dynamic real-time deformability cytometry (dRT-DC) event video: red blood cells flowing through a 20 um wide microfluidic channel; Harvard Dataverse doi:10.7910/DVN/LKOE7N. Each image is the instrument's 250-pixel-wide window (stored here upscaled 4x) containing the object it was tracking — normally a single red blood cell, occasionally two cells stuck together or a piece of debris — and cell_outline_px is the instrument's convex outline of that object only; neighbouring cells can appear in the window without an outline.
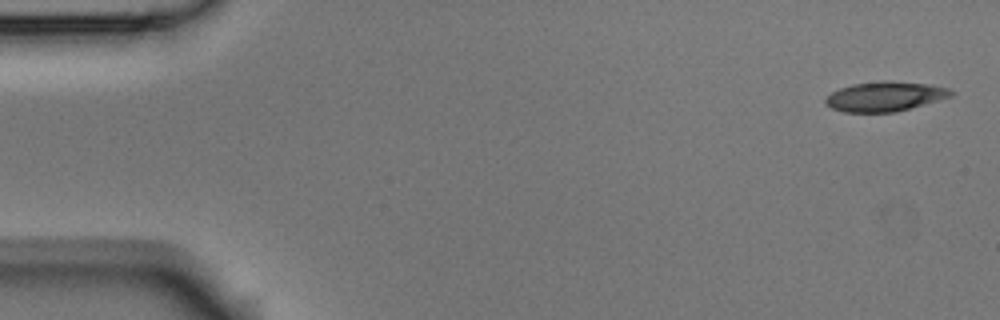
{"species": "Egyptian fruit bat (a non-hibernating species)", "species_latin": "Rousettus aegyptiacus", "temperature_condition": "room temperature", "stored_images_in_passage": 4, "camera_frame_rate_fps": 3000, "um_per_image_px": 0.085, "animal": {"sex": "male"}, "frame": {"image": 1, "passage_image": 1, "time_ms": 0.0, "image_size_px": [1000, 320], "cell_outline_px": [[956, 92], [952, 96], [896, 112], [844, 112], [832, 108], [824, 100], [832, 92], [840, 88], [852, 84], [880, 80], [888, 80], [924, 84], [948, 88]], "centroid_in_image_um": [75.22, 8.19], "position_along_channel_um": 9.8, "area_um2": 21.56}}
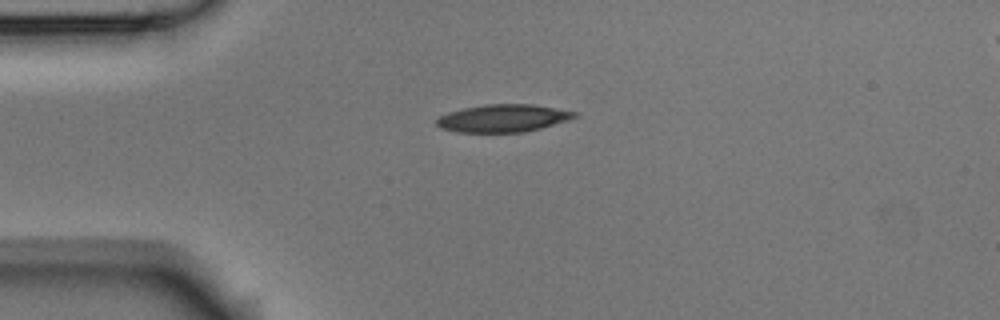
{"frame": {"image": 2, "passage_image": 4, "time_ms": 1.0, "image_size_px": [1000, 320], "cell_outline_px": [[580, 116], [568, 120], [540, 128], [524, 132], [460, 132], [440, 128], [436, 124], [436, 120], [440, 116], [448, 112], [460, 108], [484, 104], [532, 104], [576, 112]], "centroid_in_image_um": [42.74, 10.04], "position_along_channel_um": 42.3, "area_um2": 22.2}}